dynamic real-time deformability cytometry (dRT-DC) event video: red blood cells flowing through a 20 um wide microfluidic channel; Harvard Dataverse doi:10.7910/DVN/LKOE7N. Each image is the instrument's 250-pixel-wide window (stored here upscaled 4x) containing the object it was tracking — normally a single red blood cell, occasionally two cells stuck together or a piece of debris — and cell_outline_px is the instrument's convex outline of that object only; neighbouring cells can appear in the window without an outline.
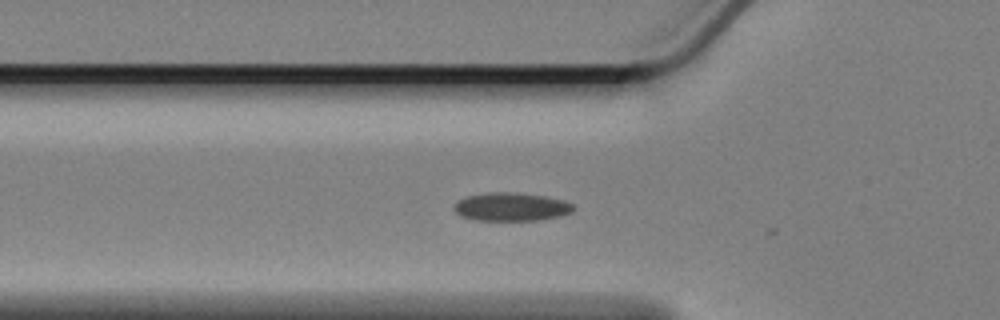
{"species": "Egyptian fruit bat (a non-hibernating species)", "species_latin": "Rousettus aegyptiacus", "temperature_condition": "cold", "stored_images_in_passage": 3, "camera_frame_rate_fps": 3000, "um_per_image_px": 0.085, "animal": {"sex": "female"}, "frame": {"image": 1, "passage_image": 2, "time_ms": 0.333, "image_size_px": [1000, 320], "cell_outline_px": [[576, 208], [572, 212], [564, 216], [536, 220], [476, 220], [460, 216], [452, 208], [452, 204], [456, 200], [464, 196], [488, 192], [516, 192], [544, 196], [564, 200], [572, 204]], "centroid_in_image_um": [43.42, 17.57], "position_along_channel_um": 82.4, "area_um2": 20.11}}